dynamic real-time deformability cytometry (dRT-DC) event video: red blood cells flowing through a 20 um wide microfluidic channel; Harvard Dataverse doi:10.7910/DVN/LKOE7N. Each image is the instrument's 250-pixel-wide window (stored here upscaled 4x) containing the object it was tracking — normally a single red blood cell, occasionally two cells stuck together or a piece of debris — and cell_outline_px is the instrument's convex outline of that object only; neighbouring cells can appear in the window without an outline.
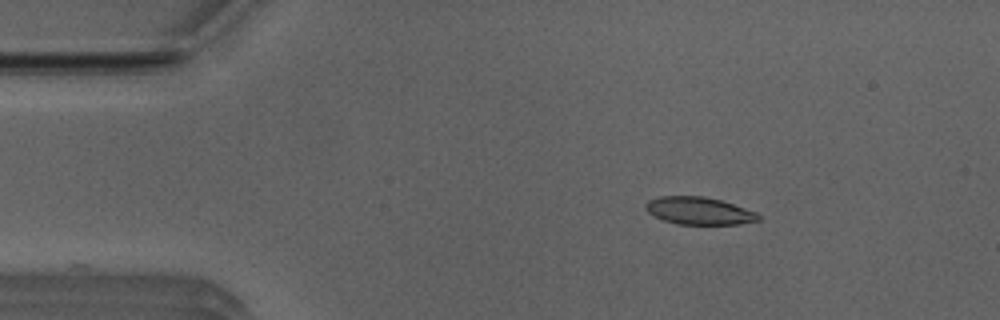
{"species": "Egyptian fruit bat (a non-hibernating species)", "species_latin": "Rousettus aegyptiacus", "temperature_condition": "room temperature", "stored_images_in_passage": 44, "camera_frame_rate_fps": 3000, "um_per_image_px": 0.085, "animal": {"sex": "male"}, "frame": {"image": 1, "passage_image": 1, "time_ms": 0.0, "image_size_px": [1000, 320], "cell_outline_px": [[760, 220], [740, 224], [676, 224], [664, 220], [648, 212], [644, 208], [644, 204], [648, 200], [660, 196], [704, 196], [720, 200], [756, 212], [760, 216]], "centroid_in_image_um": [59.39, 17.92], "position_along_channel_um": 25.6, "area_um2": 17.98}}
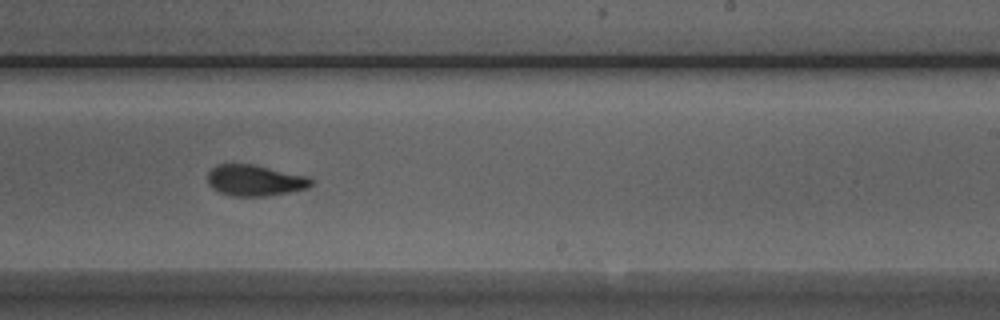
{"frame": {"image": 2, "passage_image": 24, "time_ms": 7.667, "image_size_px": [1000, 320], "cell_outline_px": [[312, 184], [308, 188], [268, 196], [232, 196], [220, 192], [212, 188], [208, 184], [208, 172], [216, 164], [252, 164], [304, 176], [312, 180]], "centroid_in_image_um": [21.61, 15.34], "position_along_channel_um": 267.4, "area_um2": 18.5}}
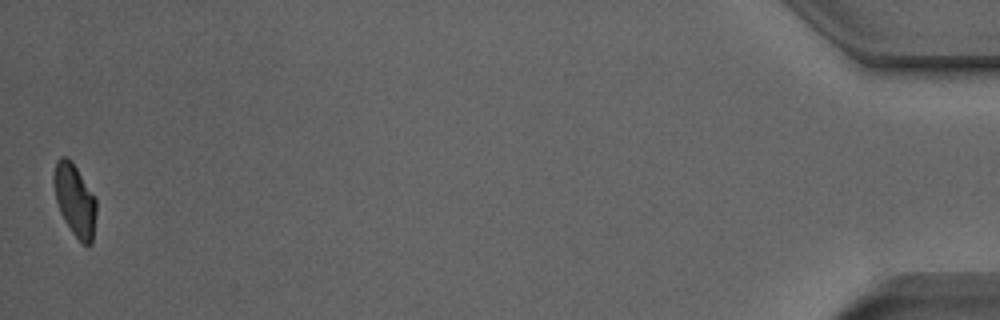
{"frame": {"image": 3, "passage_image": 44, "time_ms": 14.333, "image_size_px": [1000, 320], "cell_outline_px": [[96, 212], [92, 244], [84, 244], [72, 232], [64, 220], [60, 212], [56, 200], [52, 180], [52, 176], [56, 160], [60, 156], [68, 156], [72, 160], [96, 196]], "centroid_in_image_um": [6.35, 16.93], "position_along_channel_um": 428.9, "area_um2": 18.21}, "authors_computed_cell_mechanics": {"area_um2": 18.785, "velocity_mm_per_s": 3.9554, "shape_relaxation_time_tau1_ms": 5.5684, "shape_relaxation_time_tau2_ms": 1.6308, "deformation_change_tau1": 0.1547, "deformation_change_tau2": 0.0759}}